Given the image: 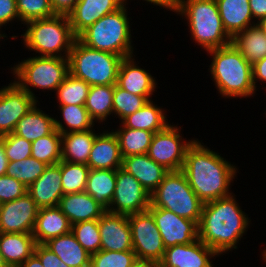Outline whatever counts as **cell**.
Returning a JSON list of instances; mask_svg holds the SVG:
<instances>
[{
	"label": "cell",
	"mask_w": 266,
	"mask_h": 267,
	"mask_svg": "<svg viewBox=\"0 0 266 267\" xmlns=\"http://www.w3.org/2000/svg\"><path fill=\"white\" fill-rule=\"evenodd\" d=\"M148 101L144 96L131 94L117 84L114 85L113 114L118 117L119 122L140 110Z\"/></svg>",
	"instance_id": "41"
},
{
	"label": "cell",
	"mask_w": 266,
	"mask_h": 267,
	"mask_svg": "<svg viewBox=\"0 0 266 267\" xmlns=\"http://www.w3.org/2000/svg\"><path fill=\"white\" fill-rule=\"evenodd\" d=\"M89 170L90 168L86 164L61 160L63 195L85 191Z\"/></svg>",
	"instance_id": "38"
},
{
	"label": "cell",
	"mask_w": 266,
	"mask_h": 267,
	"mask_svg": "<svg viewBox=\"0 0 266 267\" xmlns=\"http://www.w3.org/2000/svg\"><path fill=\"white\" fill-rule=\"evenodd\" d=\"M142 1H145L148 4L159 6L160 8L163 7V9L165 8L167 11L170 10L172 12H174L177 3V0H142ZM127 2L128 0H123V3H125L126 5L129 4Z\"/></svg>",
	"instance_id": "51"
},
{
	"label": "cell",
	"mask_w": 266,
	"mask_h": 267,
	"mask_svg": "<svg viewBox=\"0 0 266 267\" xmlns=\"http://www.w3.org/2000/svg\"><path fill=\"white\" fill-rule=\"evenodd\" d=\"M32 233H0V252L9 267H19L34 253Z\"/></svg>",
	"instance_id": "26"
},
{
	"label": "cell",
	"mask_w": 266,
	"mask_h": 267,
	"mask_svg": "<svg viewBox=\"0 0 266 267\" xmlns=\"http://www.w3.org/2000/svg\"><path fill=\"white\" fill-rule=\"evenodd\" d=\"M0 139L4 142V148L9 162L21 161L22 159L31 157L32 142L14 133L0 136Z\"/></svg>",
	"instance_id": "44"
},
{
	"label": "cell",
	"mask_w": 266,
	"mask_h": 267,
	"mask_svg": "<svg viewBox=\"0 0 266 267\" xmlns=\"http://www.w3.org/2000/svg\"><path fill=\"white\" fill-rule=\"evenodd\" d=\"M39 207L28 193L0 204V233H32Z\"/></svg>",
	"instance_id": "15"
},
{
	"label": "cell",
	"mask_w": 266,
	"mask_h": 267,
	"mask_svg": "<svg viewBox=\"0 0 266 267\" xmlns=\"http://www.w3.org/2000/svg\"><path fill=\"white\" fill-rule=\"evenodd\" d=\"M57 267H69L68 265H66L63 261L60 265H58Z\"/></svg>",
	"instance_id": "57"
},
{
	"label": "cell",
	"mask_w": 266,
	"mask_h": 267,
	"mask_svg": "<svg viewBox=\"0 0 266 267\" xmlns=\"http://www.w3.org/2000/svg\"><path fill=\"white\" fill-rule=\"evenodd\" d=\"M44 245L69 267H90V256L72 232L52 238Z\"/></svg>",
	"instance_id": "29"
},
{
	"label": "cell",
	"mask_w": 266,
	"mask_h": 267,
	"mask_svg": "<svg viewBox=\"0 0 266 267\" xmlns=\"http://www.w3.org/2000/svg\"><path fill=\"white\" fill-rule=\"evenodd\" d=\"M58 207L71 225L82 221L98 220L107 211L85 191L63 195Z\"/></svg>",
	"instance_id": "23"
},
{
	"label": "cell",
	"mask_w": 266,
	"mask_h": 267,
	"mask_svg": "<svg viewBox=\"0 0 266 267\" xmlns=\"http://www.w3.org/2000/svg\"><path fill=\"white\" fill-rule=\"evenodd\" d=\"M116 187V170L90 169L85 192L106 210L109 209Z\"/></svg>",
	"instance_id": "31"
},
{
	"label": "cell",
	"mask_w": 266,
	"mask_h": 267,
	"mask_svg": "<svg viewBox=\"0 0 266 267\" xmlns=\"http://www.w3.org/2000/svg\"><path fill=\"white\" fill-rule=\"evenodd\" d=\"M20 21L16 0H0V40L7 38V34L2 32V27L7 26V23H12L13 21Z\"/></svg>",
	"instance_id": "46"
},
{
	"label": "cell",
	"mask_w": 266,
	"mask_h": 267,
	"mask_svg": "<svg viewBox=\"0 0 266 267\" xmlns=\"http://www.w3.org/2000/svg\"><path fill=\"white\" fill-rule=\"evenodd\" d=\"M150 204L198 224L204 203L190 187L182 170L169 171L159 186L150 194Z\"/></svg>",
	"instance_id": "9"
},
{
	"label": "cell",
	"mask_w": 266,
	"mask_h": 267,
	"mask_svg": "<svg viewBox=\"0 0 266 267\" xmlns=\"http://www.w3.org/2000/svg\"><path fill=\"white\" fill-rule=\"evenodd\" d=\"M20 24L55 16L50 0H16Z\"/></svg>",
	"instance_id": "43"
},
{
	"label": "cell",
	"mask_w": 266,
	"mask_h": 267,
	"mask_svg": "<svg viewBox=\"0 0 266 267\" xmlns=\"http://www.w3.org/2000/svg\"><path fill=\"white\" fill-rule=\"evenodd\" d=\"M231 43L251 64L266 57V36L257 24L236 34Z\"/></svg>",
	"instance_id": "32"
},
{
	"label": "cell",
	"mask_w": 266,
	"mask_h": 267,
	"mask_svg": "<svg viewBox=\"0 0 266 267\" xmlns=\"http://www.w3.org/2000/svg\"><path fill=\"white\" fill-rule=\"evenodd\" d=\"M71 232V224L58 206L39 208L32 235L36 244Z\"/></svg>",
	"instance_id": "24"
},
{
	"label": "cell",
	"mask_w": 266,
	"mask_h": 267,
	"mask_svg": "<svg viewBox=\"0 0 266 267\" xmlns=\"http://www.w3.org/2000/svg\"><path fill=\"white\" fill-rule=\"evenodd\" d=\"M182 126L169 124L164 130L154 133L147 155L169 171L182 170L186 152L195 138L188 141L180 133Z\"/></svg>",
	"instance_id": "11"
},
{
	"label": "cell",
	"mask_w": 266,
	"mask_h": 267,
	"mask_svg": "<svg viewBox=\"0 0 266 267\" xmlns=\"http://www.w3.org/2000/svg\"><path fill=\"white\" fill-rule=\"evenodd\" d=\"M211 58L208 68L222 98H247L256 95L252 79V64L231 43L206 51Z\"/></svg>",
	"instance_id": "3"
},
{
	"label": "cell",
	"mask_w": 266,
	"mask_h": 267,
	"mask_svg": "<svg viewBox=\"0 0 266 267\" xmlns=\"http://www.w3.org/2000/svg\"><path fill=\"white\" fill-rule=\"evenodd\" d=\"M135 55L125 57L122 59L118 77L117 85L134 95L146 97L149 101L152 100V95L157 92V82L146 69L138 66L139 62L134 61Z\"/></svg>",
	"instance_id": "18"
},
{
	"label": "cell",
	"mask_w": 266,
	"mask_h": 267,
	"mask_svg": "<svg viewBox=\"0 0 266 267\" xmlns=\"http://www.w3.org/2000/svg\"><path fill=\"white\" fill-rule=\"evenodd\" d=\"M77 2L78 0H50L52 9L58 15H68Z\"/></svg>",
	"instance_id": "49"
},
{
	"label": "cell",
	"mask_w": 266,
	"mask_h": 267,
	"mask_svg": "<svg viewBox=\"0 0 266 267\" xmlns=\"http://www.w3.org/2000/svg\"><path fill=\"white\" fill-rule=\"evenodd\" d=\"M34 254L44 267H57L62 263L61 259L44 244H36Z\"/></svg>",
	"instance_id": "47"
},
{
	"label": "cell",
	"mask_w": 266,
	"mask_h": 267,
	"mask_svg": "<svg viewBox=\"0 0 266 267\" xmlns=\"http://www.w3.org/2000/svg\"><path fill=\"white\" fill-rule=\"evenodd\" d=\"M114 85L90 86L85 108L90 118L97 124L105 125L107 119L113 116Z\"/></svg>",
	"instance_id": "33"
},
{
	"label": "cell",
	"mask_w": 266,
	"mask_h": 267,
	"mask_svg": "<svg viewBox=\"0 0 266 267\" xmlns=\"http://www.w3.org/2000/svg\"><path fill=\"white\" fill-rule=\"evenodd\" d=\"M147 210L155 220L165 248L179 244H190L199 239L196 221L180 217L167 209L153 207L151 204Z\"/></svg>",
	"instance_id": "13"
},
{
	"label": "cell",
	"mask_w": 266,
	"mask_h": 267,
	"mask_svg": "<svg viewBox=\"0 0 266 267\" xmlns=\"http://www.w3.org/2000/svg\"><path fill=\"white\" fill-rule=\"evenodd\" d=\"M136 253L129 251L99 250L91 254L90 267H142Z\"/></svg>",
	"instance_id": "40"
},
{
	"label": "cell",
	"mask_w": 266,
	"mask_h": 267,
	"mask_svg": "<svg viewBox=\"0 0 266 267\" xmlns=\"http://www.w3.org/2000/svg\"><path fill=\"white\" fill-rule=\"evenodd\" d=\"M31 157L47 165L61 161V134L55 129L51 134L32 142Z\"/></svg>",
	"instance_id": "37"
},
{
	"label": "cell",
	"mask_w": 266,
	"mask_h": 267,
	"mask_svg": "<svg viewBox=\"0 0 266 267\" xmlns=\"http://www.w3.org/2000/svg\"><path fill=\"white\" fill-rule=\"evenodd\" d=\"M38 100L20 88L13 80L0 88V136L13 133L18 121Z\"/></svg>",
	"instance_id": "14"
},
{
	"label": "cell",
	"mask_w": 266,
	"mask_h": 267,
	"mask_svg": "<svg viewBox=\"0 0 266 267\" xmlns=\"http://www.w3.org/2000/svg\"><path fill=\"white\" fill-rule=\"evenodd\" d=\"M19 267H44L40 259L33 253Z\"/></svg>",
	"instance_id": "53"
},
{
	"label": "cell",
	"mask_w": 266,
	"mask_h": 267,
	"mask_svg": "<svg viewBox=\"0 0 266 267\" xmlns=\"http://www.w3.org/2000/svg\"><path fill=\"white\" fill-rule=\"evenodd\" d=\"M27 193L39 208L58 206L63 196L61 161L48 165L40 177L27 188Z\"/></svg>",
	"instance_id": "20"
},
{
	"label": "cell",
	"mask_w": 266,
	"mask_h": 267,
	"mask_svg": "<svg viewBox=\"0 0 266 267\" xmlns=\"http://www.w3.org/2000/svg\"><path fill=\"white\" fill-rule=\"evenodd\" d=\"M249 5L255 22L266 17V0H249Z\"/></svg>",
	"instance_id": "50"
},
{
	"label": "cell",
	"mask_w": 266,
	"mask_h": 267,
	"mask_svg": "<svg viewBox=\"0 0 266 267\" xmlns=\"http://www.w3.org/2000/svg\"><path fill=\"white\" fill-rule=\"evenodd\" d=\"M261 253H262V254H261V255H262L261 257H262V259H263L262 261H263L264 263H266V249H264L263 252H261Z\"/></svg>",
	"instance_id": "56"
},
{
	"label": "cell",
	"mask_w": 266,
	"mask_h": 267,
	"mask_svg": "<svg viewBox=\"0 0 266 267\" xmlns=\"http://www.w3.org/2000/svg\"><path fill=\"white\" fill-rule=\"evenodd\" d=\"M123 57L90 48L75 39L68 55L69 73L90 86L115 85Z\"/></svg>",
	"instance_id": "7"
},
{
	"label": "cell",
	"mask_w": 266,
	"mask_h": 267,
	"mask_svg": "<svg viewBox=\"0 0 266 267\" xmlns=\"http://www.w3.org/2000/svg\"><path fill=\"white\" fill-rule=\"evenodd\" d=\"M133 251L143 266H157L162 260L165 246L152 214L147 210L128 215Z\"/></svg>",
	"instance_id": "10"
},
{
	"label": "cell",
	"mask_w": 266,
	"mask_h": 267,
	"mask_svg": "<svg viewBox=\"0 0 266 267\" xmlns=\"http://www.w3.org/2000/svg\"><path fill=\"white\" fill-rule=\"evenodd\" d=\"M149 207L150 193L132 174L117 169L115 192L107 212L128 216L147 211Z\"/></svg>",
	"instance_id": "12"
},
{
	"label": "cell",
	"mask_w": 266,
	"mask_h": 267,
	"mask_svg": "<svg viewBox=\"0 0 266 267\" xmlns=\"http://www.w3.org/2000/svg\"><path fill=\"white\" fill-rule=\"evenodd\" d=\"M112 131L118 139L122 158L147 153L154 135L148 130L124 127L121 123L117 129H112Z\"/></svg>",
	"instance_id": "35"
},
{
	"label": "cell",
	"mask_w": 266,
	"mask_h": 267,
	"mask_svg": "<svg viewBox=\"0 0 266 267\" xmlns=\"http://www.w3.org/2000/svg\"><path fill=\"white\" fill-rule=\"evenodd\" d=\"M216 3L223 27L231 38L247 27L256 24L249 0H216Z\"/></svg>",
	"instance_id": "25"
},
{
	"label": "cell",
	"mask_w": 266,
	"mask_h": 267,
	"mask_svg": "<svg viewBox=\"0 0 266 267\" xmlns=\"http://www.w3.org/2000/svg\"><path fill=\"white\" fill-rule=\"evenodd\" d=\"M127 5L124 3L116 11L109 13L93 25L82 31L77 39L84 45L100 50L114 53L123 58L134 54V45L130 19Z\"/></svg>",
	"instance_id": "5"
},
{
	"label": "cell",
	"mask_w": 266,
	"mask_h": 267,
	"mask_svg": "<svg viewBox=\"0 0 266 267\" xmlns=\"http://www.w3.org/2000/svg\"><path fill=\"white\" fill-rule=\"evenodd\" d=\"M8 163L4 142L0 139V176L6 175Z\"/></svg>",
	"instance_id": "52"
},
{
	"label": "cell",
	"mask_w": 266,
	"mask_h": 267,
	"mask_svg": "<svg viewBox=\"0 0 266 267\" xmlns=\"http://www.w3.org/2000/svg\"><path fill=\"white\" fill-rule=\"evenodd\" d=\"M252 79L255 89L259 81L266 83V57L252 64Z\"/></svg>",
	"instance_id": "48"
},
{
	"label": "cell",
	"mask_w": 266,
	"mask_h": 267,
	"mask_svg": "<svg viewBox=\"0 0 266 267\" xmlns=\"http://www.w3.org/2000/svg\"><path fill=\"white\" fill-rule=\"evenodd\" d=\"M27 193V187L14 177L0 176V204L13 201Z\"/></svg>",
	"instance_id": "45"
},
{
	"label": "cell",
	"mask_w": 266,
	"mask_h": 267,
	"mask_svg": "<svg viewBox=\"0 0 266 267\" xmlns=\"http://www.w3.org/2000/svg\"><path fill=\"white\" fill-rule=\"evenodd\" d=\"M24 25L27 29L21 35L22 42L28 51H35V56L68 57L77 38L72 32L68 15L56 14Z\"/></svg>",
	"instance_id": "6"
},
{
	"label": "cell",
	"mask_w": 266,
	"mask_h": 267,
	"mask_svg": "<svg viewBox=\"0 0 266 267\" xmlns=\"http://www.w3.org/2000/svg\"><path fill=\"white\" fill-rule=\"evenodd\" d=\"M165 111L161 106L156 105L155 101L150 100L140 110L128 115L119 123L131 129L148 130L157 133L170 124Z\"/></svg>",
	"instance_id": "30"
},
{
	"label": "cell",
	"mask_w": 266,
	"mask_h": 267,
	"mask_svg": "<svg viewBox=\"0 0 266 267\" xmlns=\"http://www.w3.org/2000/svg\"><path fill=\"white\" fill-rule=\"evenodd\" d=\"M122 160L116 135L103 127L102 132L95 136L87 166L90 169L117 170L122 167Z\"/></svg>",
	"instance_id": "21"
},
{
	"label": "cell",
	"mask_w": 266,
	"mask_h": 267,
	"mask_svg": "<svg viewBox=\"0 0 266 267\" xmlns=\"http://www.w3.org/2000/svg\"><path fill=\"white\" fill-rule=\"evenodd\" d=\"M123 4V0H78L68 14L73 34L77 37L90 25L116 11Z\"/></svg>",
	"instance_id": "19"
},
{
	"label": "cell",
	"mask_w": 266,
	"mask_h": 267,
	"mask_svg": "<svg viewBox=\"0 0 266 267\" xmlns=\"http://www.w3.org/2000/svg\"><path fill=\"white\" fill-rule=\"evenodd\" d=\"M0 267H9L0 252Z\"/></svg>",
	"instance_id": "55"
},
{
	"label": "cell",
	"mask_w": 266,
	"mask_h": 267,
	"mask_svg": "<svg viewBox=\"0 0 266 267\" xmlns=\"http://www.w3.org/2000/svg\"><path fill=\"white\" fill-rule=\"evenodd\" d=\"M219 255L197 239L190 244H179L165 249L156 267H214L213 258Z\"/></svg>",
	"instance_id": "16"
},
{
	"label": "cell",
	"mask_w": 266,
	"mask_h": 267,
	"mask_svg": "<svg viewBox=\"0 0 266 267\" xmlns=\"http://www.w3.org/2000/svg\"><path fill=\"white\" fill-rule=\"evenodd\" d=\"M95 129L61 134V160L86 164L95 140Z\"/></svg>",
	"instance_id": "28"
},
{
	"label": "cell",
	"mask_w": 266,
	"mask_h": 267,
	"mask_svg": "<svg viewBox=\"0 0 266 267\" xmlns=\"http://www.w3.org/2000/svg\"><path fill=\"white\" fill-rule=\"evenodd\" d=\"M61 120L55 117V129L60 134L80 132L93 129L95 122L90 118L88 110L81 105H58ZM64 123V124H63ZM65 125V126H64Z\"/></svg>",
	"instance_id": "34"
},
{
	"label": "cell",
	"mask_w": 266,
	"mask_h": 267,
	"mask_svg": "<svg viewBox=\"0 0 266 267\" xmlns=\"http://www.w3.org/2000/svg\"><path fill=\"white\" fill-rule=\"evenodd\" d=\"M101 239L100 250L129 251L133 250L131 227L128 216L105 212L98 219Z\"/></svg>",
	"instance_id": "17"
},
{
	"label": "cell",
	"mask_w": 266,
	"mask_h": 267,
	"mask_svg": "<svg viewBox=\"0 0 266 267\" xmlns=\"http://www.w3.org/2000/svg\"><path fill=\"white\" fill-rule=\"evenodd\" d=\"M233 193L228 197L204 203L198 224L199 240L219 256L238 249L239 241L251 224L247 213ZM224 253V254H223Z\"/></svg>",
	"instance_id": "2"
},
{
	"label": "cell",
	"mask_w": 266,
	"mask_h": 267,
	"mask_svg": "<svg viewBox=\"0 0 266 267\" xmlns=\"http://www.w3.org/2000/svg\"><path fill=\"white\" fill-rule=\"evenodd\" d=\"M121 168L132 174L150 194L169 172L164 166L152 160L147 153L123 158Z\"/></svg>",
	"instance_id": "22"
},
{
	"label": "cell",
	"mask_w": 266,
	"mask_h": 267,
	"mask_svg": "<svg viewBox=\"0 0 266 267\" xmlns=\"http://www.w3.org/2000/svg\"><path fill=\"white\" fill-rule=\"evenodd\" d=\"M90 85L82 79L76 78L70 73L56 89L55 95L59 105L85 106Z\"/></svg>",
	"instance_id": "36"
},
{
	"label": "cell",
	"mask_w": 266,
	"mask_h": 267,
	"mask_svg": "<svg viewBox=\"0 0 266 267\" xmlns=\"http://www.w3.org/2000/svg\"><path fill=\"white\" fill-rule=\"evenodd\" d=\"M9 70L14 76L13 81L37 100L38 97L33 90H48L55 93L69 74V62L68 57L30 56L14 64Z\"/></svg>",
	"instance_id": "8"
},
{
	"label": "cell",
	"mask_w": 266,
	"mask_h": 267,
	"mask_svg": "<svg viewBox=\"0 0 266 267\" xmlns=\"http://www.w3.org/2000/svg\"><path fill=\"white\" fill-rule=\"evenodd\" d=\"M71 232L88 253L94 254L100 250L101 239L98 220L75 223L71 225Z\"/></svg>",
	"instance_id": "42"
},
{
	"label": "cell",
	"mask_w": 266,
	"mask_h": 267,
	"mask_svg": "<svg viewBox=\"0 0 266 267\" xmlns=\"http://www.w3.org/2000/svg\"><path fill=\"white\" fill-rule=\"evenodd\" d=\"M174 13L186 19L192 40L204 51L231 44L216 0H177Z\"/></svg>",
	"instance_id": "4"
},
{
	"label": "cell",
	"mask_w": 266,
	"mask_h": 267,
	"mask_svg": "<svg viewBox=\"0 0 266 267\" xmlns=\"http://www.w3.org/2000/svg\"><path fill=\"white\" fill-rule=\"evenodd\" d=\"M219 154L197 138L186 152L182 171L203 203L233 194L230 185L239 171L237 166Z\"/></svg>",
	"instance_id": "1"
},
{
	"label": "cell",
	"mask_w": 266,
	"mask_h": 267,
	"mask_svg": "<svg viewBox=\"0 0 266 267\" xmlns=\"http://www.w3.org/2000/svg\"><path fill=\"white\" fill-rule=\"evenodd\" d=\"M48 165L33 157L8 163L6 175L14 177L27 188L37 180Z\"/></svg>",
	"instance_id": "39"
},
{
	"label": "cell",
	"mask_w": 266,
	"mask_h": 267,
	"mask_svg": "<svg viewBox=\"0 0 266 267\" xmlns=\"http://www.w3.org/2000/svg\"><path fill=\"white\" fill-rule=\"evenodd\" d=\"M256 24L266 36V17L260 19L258 22H256Z\"/></svg>",
	"instance_id": "54"
},
{
	"label": "cell",
	"mask_w": 266,
	"mask_h": 267,
	"mask_svg": "<svg viewBox=\"0 0 266 267\" xmlns=\"http://www.w3.org/2000/svg\"><path fill=\"white\" fill-rule=\"evenodd\" d=\"M38 106V107H37ZM39 101L17 123L14 134L34 142L35 140L51 134L55 130V117L39 108Z\"/></svg>",
	"instance_id": "27"
}]
</instances>
